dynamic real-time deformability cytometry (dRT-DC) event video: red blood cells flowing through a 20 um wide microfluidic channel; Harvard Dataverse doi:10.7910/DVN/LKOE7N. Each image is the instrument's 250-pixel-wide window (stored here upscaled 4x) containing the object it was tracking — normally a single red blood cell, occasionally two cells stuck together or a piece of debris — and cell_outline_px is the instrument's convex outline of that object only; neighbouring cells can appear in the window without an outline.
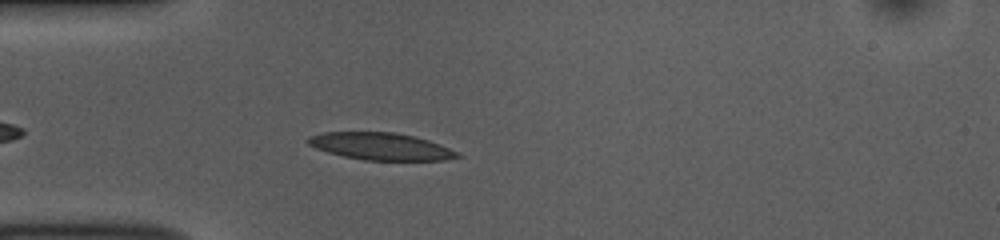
{"species": "common noctule bat (a hibernating species)", "species_latin": "Nyctalus noctula", "temperature_condition": "room temperature", "stored_images_in_passage": 24, "camera_frame_rate_fps": 3000, "um_per_image_px": 0.085, "animal": {"sex": "female", "body_mass_g": 10.0, "forearm_length_mm": 53.1}, "frame": {"image": 1, "passage_image": 1, "time_ms": 0.0, "image_size_px": [1000, 240], "cell_outline_px": [[460, 156], [444, 160], [364, 160], [344, 156], [328, 152], [316, 148], [308, 144], [304, 140], [308, 136], [324, 132], [396, 132], [428, 140], [440, 144], [460, 152]], "centroid_in_image_um": [32.35, 12.43], "position_along_channel_um": 52.7, "area_um2": 23.64}}
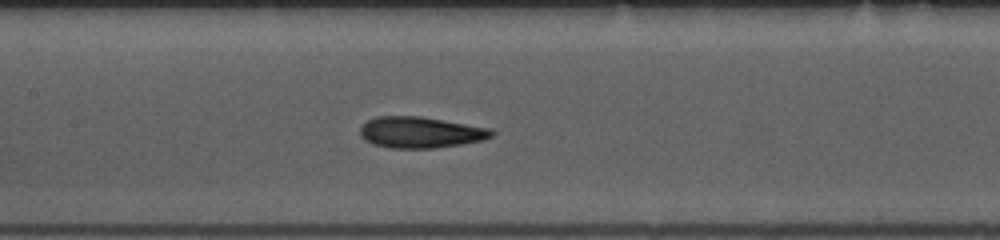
{"frame": {"image": 2, "passage_image": 11, "time_ms": 3.333, "image_size_px": [1000, 240], "cell_outline_px": [[496, 132], [492, 136], [484, 140], [460, 144], [432, 148], [388, 148], [372, 144], [364, 140], [360, 136], [360, 128], [368, 120], [376, 116], [420, 116], [488, 128]], "centroid_in_image_um": [35.7, 11.25], "position_along_channel_um": 171.7, "area_um2": 23.81}}
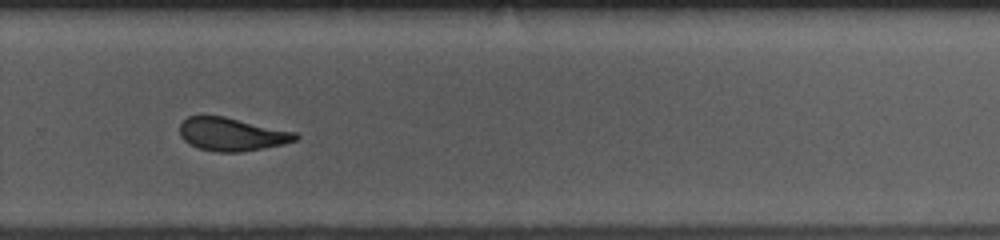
{"frame": {"image": 3, "passage_image": 22, "time_ms": 7.0, "image_size_px": [1000, 240], "cell_outline_px": [[300, 136], [296, 140], [284, 144], [244, 152], [216, 152], [200, 148], [184, 140], [180, 136], [180, 124], [188, 116], [224, 116], [296, 132]], "centroid_in_image_um": [19.73, 11.42], "position_along_channel_um": 310.1, "area_um2": 22.31}}